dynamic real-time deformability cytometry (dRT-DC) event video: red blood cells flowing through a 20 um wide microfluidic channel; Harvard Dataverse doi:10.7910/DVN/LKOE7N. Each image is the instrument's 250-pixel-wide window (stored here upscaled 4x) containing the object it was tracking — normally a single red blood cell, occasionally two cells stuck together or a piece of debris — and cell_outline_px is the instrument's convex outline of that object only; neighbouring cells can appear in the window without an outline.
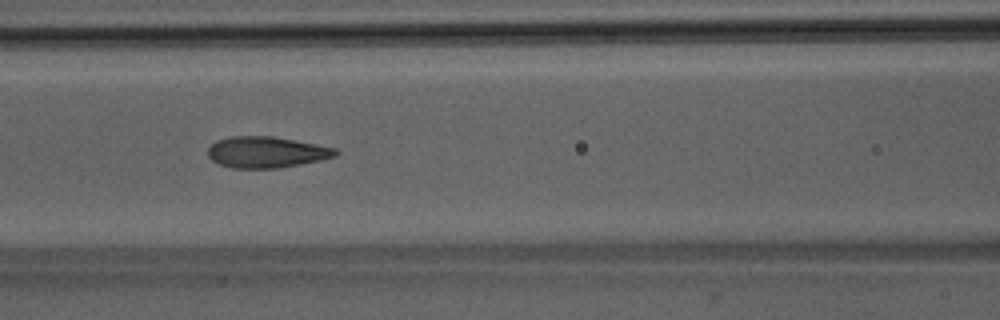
{"species": "Egyptian fruit bat (a non-hibernating species)", "species_latin": "Rousettus aegyptiacus", "temperature_condition": "room temperature", "stored_images_in_passage": 52, "camera_frame_rate_fps": 3000, "um_per_image_px": 0.085, "animal": {"sex": "male"}, "frame": {"image": 1, "passage_image": 23, "time_ms": 7.333, "image_size_px": [1000, 320], "cell_outline_px": [[340, 152], [336, 156], [320, 160], [300, 164], [276, 168], [232, 168], [220, 164], [212, 160], [208, 156], [208, 148], [216, 140], [232, 136], [272, 136], [316, 144], [336, 148]], "centroid_in_image_um": [22.64, 12.93], "position_along_channel_um": 144.0, "area_um2": 23.12}}
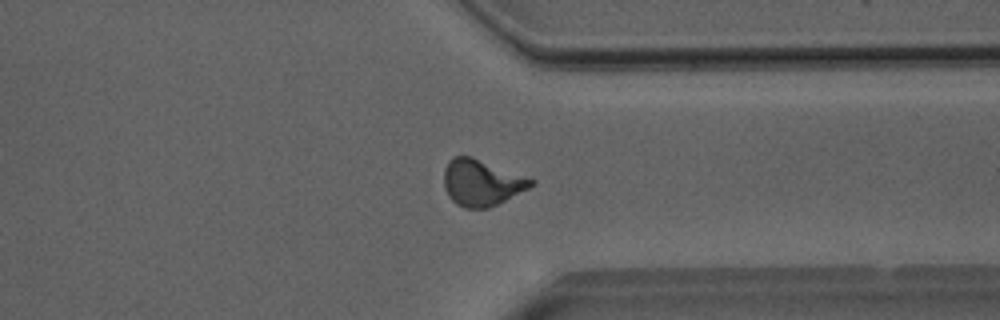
{"frame": {"image": 2, "passage_image": 40, "time_ms": 13.0, "image_size_px": [1000, 320], "cell_outline_px": [[536, 184], [488, 208], [464, 208], [456, 204], [448, 196], [444, 188], [444, 168], [448, 160], [452, 156], [472, 156], [536, 180]], "centroid_in_image_um": [40.9, 15.51], "position_along_channel_um": 370.5, "area_um2": 23.52}}
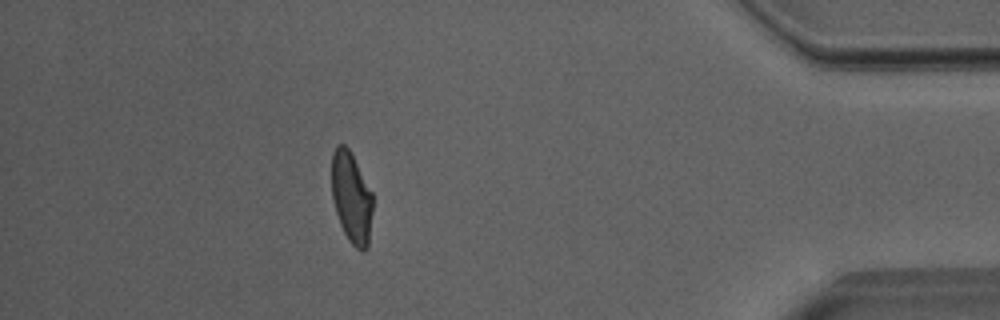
{"frame": {"image": 3, "passage_image": 46, "time_ms": 15.0, "image_size_px": [1000, 320], "cell_outline_px": [[372, 212], [368, 248], [364, 252], [360, 252], [348, 240], [340, 224], [336, 212], [332, 196], [332, 152], [336, 144], [344, 144], [348, 148], [372, 192]], "centroid_in_image_um": [29.87, 16.82], "position_along_channel_um": 405.3, "area_um2": 21.79}, "authors_computed_cell_mechanics": {"area_um2": 22.831, "velocity_mm_per_s": 4.0172, "shape_relaxation_time_tau1_ms": 5.9696, "shape_relaxation_time_tau2_ms": 1.0476, "deformation_change_tau1": 0.1935, "deformation_change_tau2": 0.0947}}